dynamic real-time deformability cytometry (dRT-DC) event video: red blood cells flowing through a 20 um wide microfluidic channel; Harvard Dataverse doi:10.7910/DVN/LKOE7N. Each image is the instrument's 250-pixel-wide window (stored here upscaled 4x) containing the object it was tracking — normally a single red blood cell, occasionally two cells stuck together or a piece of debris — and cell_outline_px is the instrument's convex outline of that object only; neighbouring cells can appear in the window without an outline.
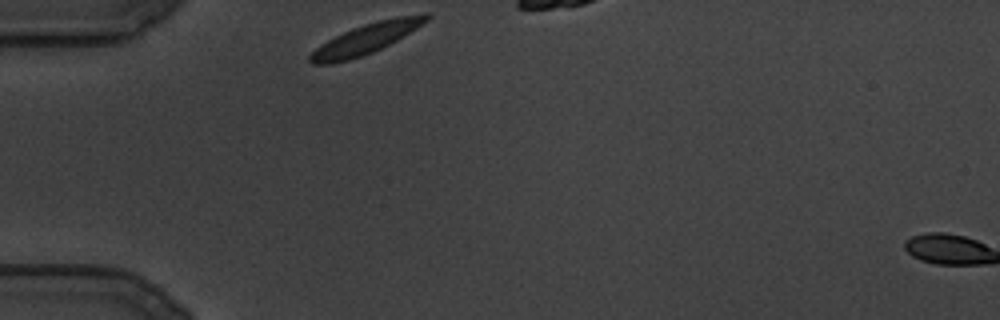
{"species": "common noctule bat (a hibernating species)", "species_latin": "Nyctalus noctula", "temperature_condition": "cold", "stored_images_in_passage": 3, "camera_frame_rate_fps": 3000, "um_per_image_px": 0.085, "animal": {"sex": "male", "body_mass_g": 19.5, "forearm_length_mm": 54.6}, "frame": {"image": 1, "passage_image": 1, "time_ms": 0.0, "image_size_px": [1000, 320], "cell_outline_px": [[432, 16], [428, 20], [416, 28], [396, 40], [372, 52], [348, 60], [328, 64], [312, 64], [308, 60], [308, 56], [316, 48], [328, 40], [352, 28], [376, 20], [396, 16], [424, 12], [428, 12]], "centroid_in_image_um": [31.14, 3.26], "position_along_channel_um": 53.9, "area_um2": 20.29}}